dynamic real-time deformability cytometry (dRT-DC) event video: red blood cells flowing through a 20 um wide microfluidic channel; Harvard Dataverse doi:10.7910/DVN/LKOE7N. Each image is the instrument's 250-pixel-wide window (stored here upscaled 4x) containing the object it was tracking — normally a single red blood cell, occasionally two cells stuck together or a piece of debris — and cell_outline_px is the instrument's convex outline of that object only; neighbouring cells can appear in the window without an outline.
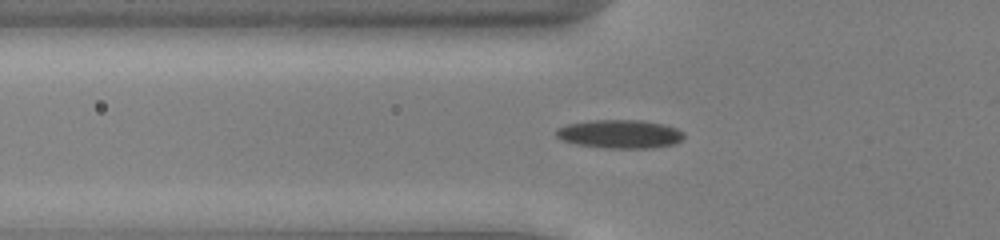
{"species": "common noctule bat (a hibernating species)", "species_latin": "Nyctalus noctula", "temperature_condition": "cold", "stored_images_in_passage": 38, "camera_frame_rate_fps": 3000, "um_per_image_px": 0.085, "animal": {"sex": "male", "body_mass_g": 13.0, "forearm_length_mm": 53.1}, "frame": {"image": 1, "passage_image": 4, "time_ms": 1.0, "image_size_px": [1000, 240], "cell_outline_px": [[684, 136], [676, 144], [652, 148], [604, 148], [576, 144], [564, 140], [556, 136], [556, 128], [568, 124], [588, 120], [640, 120], [664, 124], [676, 128], [684, 132]], "centroid_in_image_um": [52.7, 11.39], "position_along_channel_um": 73.1, "area_um2": 21.33}}
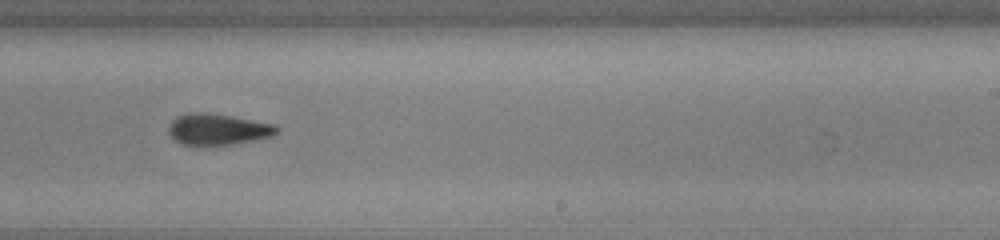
{"frame": {"image": 2, "passage_image": 19, "time_ms": 6.0, "image_size_px": [1000, 240], "cell_outline_px": [[280, 128], [276, 136], [236, 144], [180, 144], [172, 140], [168, 132], [168, 124], [176, 116], [188, 112], [204, 112], [232, 116], [276, 124]], "centroid_in_image_um": [18.53, 10.98], "position_along_channel_um": 270.5, "area_um2": 20.06}}
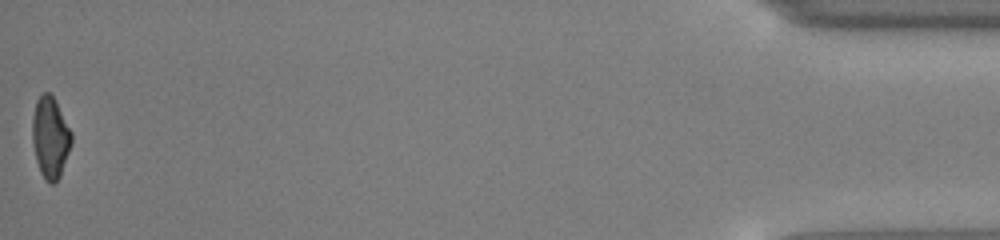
{"frame": {"image": 3, "passage_image": 38, "time_ms": 12.333, "image_size_px": [1000, 240], "cell_outline_px": [[72, 144], [60, 176], [52, 184], [48, 184], [44, 180], [40, 172], [36, 160], [32, 144], [32, 120], [36, 100], [44, 92], [48, 92], [52, 96], [72, 132]], "centroid_in_image_um": [4.26, 11.73], "position_along_channel_um": 430.9, "area_um2": 18.55}, "authors_computed_cell_mechanics": {"area_um2": 20.0566, "velocity_mm_per_s": 3.9589, "shape_relaxation_time_tau1_ms": 9.4636, "shape_relaxation_time_tau2_ms": 8.7544, "deformation_change_tau1": 0.189, "deformation_change_tau2": 0.1791}}